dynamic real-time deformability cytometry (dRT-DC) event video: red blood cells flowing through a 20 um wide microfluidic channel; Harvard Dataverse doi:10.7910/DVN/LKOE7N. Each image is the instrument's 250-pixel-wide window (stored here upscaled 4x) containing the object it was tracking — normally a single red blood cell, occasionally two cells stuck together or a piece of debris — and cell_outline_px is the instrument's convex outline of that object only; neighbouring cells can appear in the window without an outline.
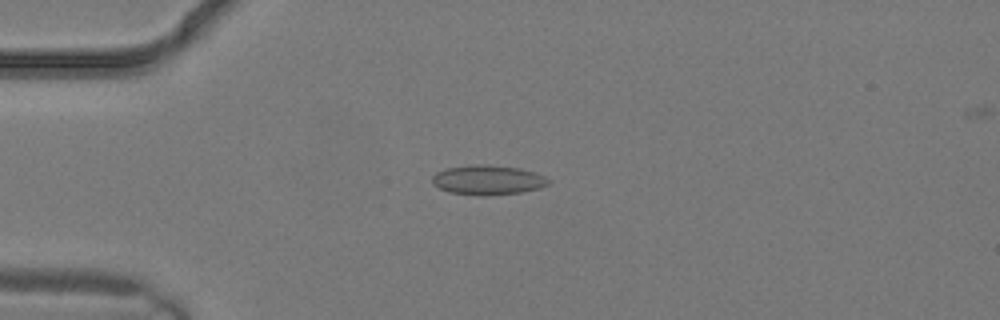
{"species": "common noctule bat (a hibernating species)", "species_latin": "Nyctalus noctula", "temperature_condition": "warm", "stored_images_in_passage": 3, "camera_frame_rate_fps": 3000, "um_per_image_px": 0.085, "animal": {"sex": "male", "body_mass_g": 19.2, "forearm_length_mm": 51.8}, "frame": {"image": 1, "passage_image": 2, "time_ms": 0.333, "image_size_px": [1000, 320], "cell_outline_px": [[552, 180], [548, 184], [540, 188], [520, 192], [448, 192], [432, 184], [432, 176], [436, 172], [448, 168], [476, 164], [484, 164], [520, 168], [536, 172]], "centroid_in_image_um": [41.5, 15.23], "position_along_channel_um": 43.5, "area_um2": 19.07}}